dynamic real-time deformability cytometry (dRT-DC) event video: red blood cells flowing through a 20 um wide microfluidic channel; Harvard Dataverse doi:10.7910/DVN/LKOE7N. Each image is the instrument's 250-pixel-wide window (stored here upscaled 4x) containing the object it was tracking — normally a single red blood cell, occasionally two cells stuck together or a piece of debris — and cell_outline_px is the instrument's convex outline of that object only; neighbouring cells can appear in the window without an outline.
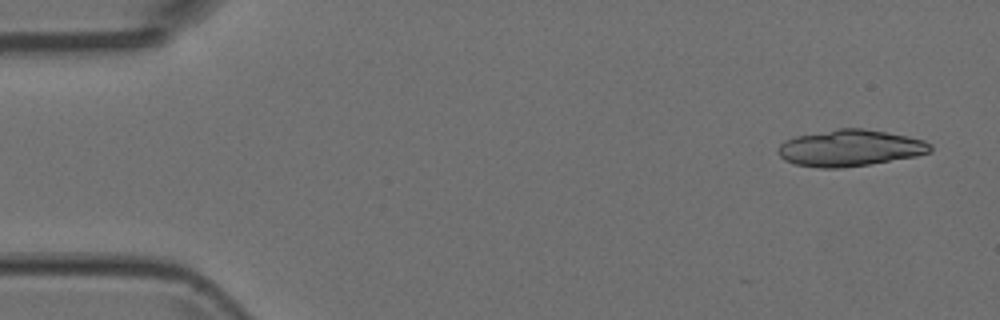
{"species": "Egyptian fruit bat (a non-hibernating species)", "species_latin": "Rousettus aegyptiacus", "temperature_condition": "room temperature", "stored_images_in_passage": 3, "camera_frame_rate_fps": 3000, "um_per_image_px": 0.085, "animal": {"sex": "female"}, "frame": {"image": 1, "passage_image": 1, "time_ms": 0.0, "image_size_px": [1000, 320], "cell_outline_px": [[932, 152], [916, 156], [844, 168], [820, 168], [796, 164], [784, 160], [776, 152], [780, 144], [784, 140], [796, 136], [836, 128], [860, 128], [908, 136], [924, 140], [932, 144]], "centroid_in_image_um": [72.24, 12.58], "position_along_channel_um": 12.8, "area_um2": 32.43}}